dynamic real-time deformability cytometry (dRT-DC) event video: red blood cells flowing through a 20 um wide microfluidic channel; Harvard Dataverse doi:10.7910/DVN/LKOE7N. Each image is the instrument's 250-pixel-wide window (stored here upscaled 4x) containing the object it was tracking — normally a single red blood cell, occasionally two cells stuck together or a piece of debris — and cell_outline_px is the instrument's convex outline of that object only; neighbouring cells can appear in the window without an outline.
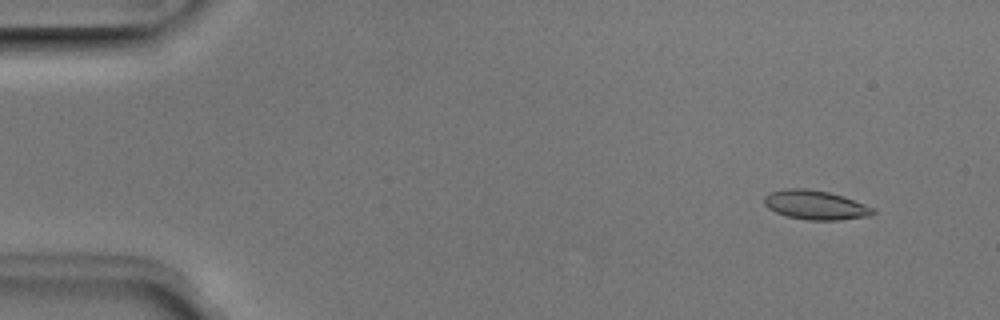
{"species": "Egyptian fruit bat (a non-hibernating species)", "species_latin": "Rousettus aegyptiacus", "temperature_condition": "room temperature", "stored_images_in_passage": 52, "camera_frame_rate_fps": 3000, "um_per_image_px": 0.085, "animal": {"sex": "male"}, "frame": {"image": 1, "passage_image": 5, "time_ms": 1.333, "image_size_px": [1000, 320], "cell_outline_px": [[876, 212], [872, 216], [840, 220], [808, 220], [788, 216], [776, 212], [768, 208], [764, 204], [764, 196], [772, 192], [788, 188], [804, 188], [828, 192], [844, 196], [876, 208]], "centroid_in_image_um": [69.37, 17.43], "position_along_channel_um": 15.6, "area_um2": 18.61}}
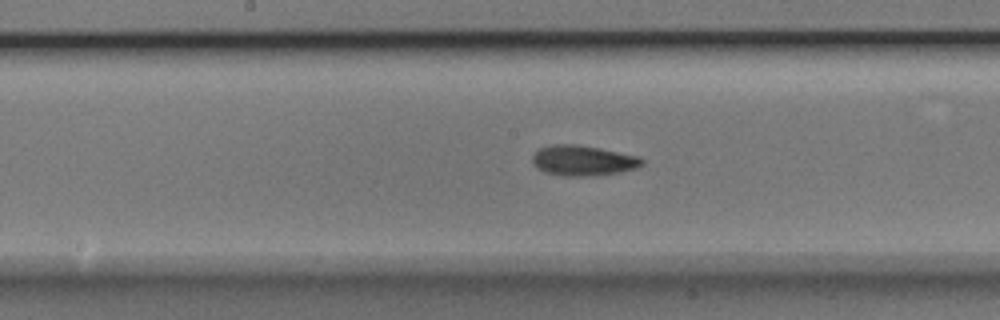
{"frame": {"image": 2, "passage_image": 27, "time_ms": 8.667, "image_size_px": [1000, 320], "cell_outline_px": [[644, 164], [636, 168], [620, 172], [592, 176], [560, 176], [544, 172], [536, 168], [532, 164], [532, 156], [540, 148], [552, 144], [576, 144], [600, 148], [640, 156], [644, 160]], "centroid_in_image_um": [49.55, 13.65], "position_along_channel_um": 198.6, "area_um2": 19.65}}
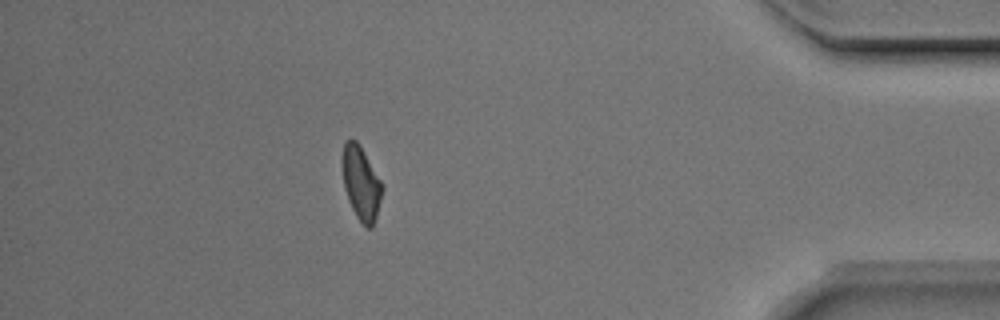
{"frame": {"image": 3, "passage_image": 46, "time_ms": 15.0, "image_size_px": [1000, 320], "cell_outline_px": [[384, 188], [376, 216], [372, 228], [364, 228], [356, 216], [348, 200], [344, 188], [340, 164], [340, 160], [344, 140], [356, 140], [360, 144], [384, 184]], "centroid_in_image_um": [30.67, 15.53], "position_along_channel_um": 404.5, "area_um2": 17.8}, "authors_computed_cell_mechanics": {"area_um2": 17.8891, "velocity_mm_per_s": 3.9555, "shape_relaxation_time_tau1_ms": 2.7693, "shape_relaxation_time_tau2_ms": 3.2905, "deformation_change_tau1": 0.1166, "deformation_change_tau2": 0.1047}}